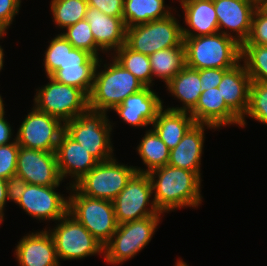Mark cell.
<instances>
[{
    "label": "cell",
    "mask_w": 267,
    "mask_h": 266,
    "mask_svg": "<svg viewBox=\"0 0 267 266\" xmlns=\"http://www.w3.org/2000/svg\"><path fill=\"white\" fill-rule=\"evenodd\" d=\"M17 131L16 140L19 146L56 152L64 123L33 106L32 110Z\"/></svg>",
    "instance_id": "7c38bea8"
},
{
    "label": "cell",
    "mask_w": 267,
    "mask_h": 266,
    "mask_svg": "<svg viewBox=\"0 0 267 266\" xmlns=\"http://www.w3.org/2000/svg\"><path fill=\"white\" fill-rule=\"evenodd\" d=\"M160 97L151 89L145 87L141 91L128 96L123 102L113 108L121 119L134 127L152 125L158 112L163 108Z\"/></svg>",
    "instance_id": "ac0fdd59"
},
{
    "label": "cell",
    "mask_w": 267,
    "mask_h": 266,
    "mask_svg": "<svg viewBox=\"0 0 267 266\" xmlns=\"http://www.w3.org/2000/svg\"><path fill=\"white\" fill-rule=\"evenodd\" d=\"M180 5L185 16L184 22L189 27V29L182 27L183 37H197L219 32L213 0H191Z\"/></svg>",
    "instance_id": "cb8c5ba5"
},
{
    "label": "cell",
    "mask_w": 267,
    "mask_h": 266,
    "mask_svg": "<svg viewBox=\"0 0 267 266\" xmlns=\"http://www.w3.org/2000/svg\"><path fill=\"white\" fill-rule=\"evenodd\" d=\"M173 15L126 28L125 45L148 56L162 49L184 47L182 26Z\"/></svg>",
    "instance_id": "8992f818"
},
{
    "label": "cell",
    "mask_w": 267,
    "mask_h": 266,
    "mask_svg": "<svg viewBox=\"0 0 267 266\" xmlns=\"http://www.w3.org/2000/svg\"><path fill=\"white\" fill-rule=\"evenodd\" d=\"M230 68H209L200 69L201 91L218 87L222 80L224 72Z\"/></svg>",
    "instance_id": "ab89813d"
},
{
    "label": "cell",
    "mask_w": 267,
    "mask_h": 266,
    "mask_svg": "<svg viewBox=\"0 0 267 266\" xmlns=\"http://www.w3.org/2000/svg\"><path fill=\"white\" fill-rule=\"evenodd\" d=\"M57 164L61 179L67 175L74 178L69 187L78 182L86 173L94 168L99 161L73 140L65 131L61 134L56 149Z\"/></svg>",
    "instance_id": "e0dca14e"
},
{
    "label": "cell",
    "mask_w": 267,
    "mask_h": 266,
    "mask_svg": "<svg viewBox=\"0 0 267 266\" xmlns=\"http://www.w3.org/2000/svg\"><path fill=\"white\" fill-rule=\"evenodd\" d=\"M189 114L195 123L208 124L215 129L241 123V118L225 103L217 87L203 91Z\"/></svg>",
    "instance_id": "44dd1931"
},
{
    "label": "cell",
    "mask_w": 267,
    "mask_h": 266,
    "mask_svg": "<svg viewBox=\"0 0 267 266\" xmlns=\"http://www.w3.org/2000/svg\"><path fill=\"white\" fill-rule=\"evenodd\" d=\"M49 43L43 60L46 76H51L65 59V37L60 33Z\"/></svg>",
    "instance_id": "e575fe53"
},
{
    "label": "cell",
    "mask_w": 267,
    "mask_h": 266,
    "mask_svg": "<svg viewBox=\"0 0 267 266\" xmlns=\"http://www.w3.org/2000/svg\"><path fill=\"white\" fill-rule=\"evenodd\" d=\"M57 187L26 184L17 204L37 220L58 221L68 213L69 199L56 192Z\"/></svg>",
    "instance_id": "9a60e30c"
},
{
    "label": "cell",
    "mask_w": 267,
    "mask_h": 266,
    "mask_svg": "<svg viewBox=\"0 0 267 266\" xmlns=\"http://www.w3.org/2000/svg\"><path fill=\"white\" fill-rule=\"evenodd\" d=\"M6 179L0 177V222L4 220V207L7 202Z\"/></svg>",
    "instance_id": "7bdbcfd3"
},
{
    "label": "cell",
    "mask_w": 267,
    "mask_h": 266,
    "mask_svg": "<svg viewBox=\"0 0 267 266\" xmlns=\"http://www.w3.org/2000/svg\"><path fill=\"white\" fill-rule=\"evenodd\" d=\"M48 84L37 89L34 106L63 123L76 118L89 109L88 96L80 89L54 80L51 76Z\"/></svg>",
    "instance_id": "ba28073f"
},
{
    "label": "cell",
    "mask_w": 267,
    "mask_h": 266,
    "mask_svg": "<svg viewBox=\"0 0 267 266\" xmlns=\"http://www.w3.org/2000/svg\"><path fill=\"white\" fill-rule=\"evenodd\" d=\"M188 1H191V0H179L180 4L188 2Z\"/></svg>",
    "instance_id": "7dc6e473"
},
{
    "label": "cell",
    "mask_w": 267,
    "mask_h": 266,
    "mask_svg": "<svg viewBox=\"0 0 267 266\" xmlns=\"http://www.w3.org/2000/svg\"><path fill=\"white\" fill-rule=\"evenodd\" d=\"M137 151L143 164L147 166L146 170L135 166L138 173L148 174L150 171L168 164L170 149L152 129L145 132Z\"/></svg>",
    "instance_id": "83f0119b"
},
{
    "label": "cell",
    "mask_w": 267,
    "mask_h": 266,
    "mask_svg": "<svg viewBox=\"0 0 267 266\" xmlns=\"http://www.w3.org/2000/svg\"><path fill=\"white\" fill-rule=\"evenodd\" d=\"M160 216L153 215L118 225L110 241L103 247L105 261L116 265L135 257L151 241Z\"/></svg>",
    "instance_id": "52a82bcc"
},
{
    "label": "cell",
    "mask_w": 267,
    "mask_h": 266,
    "mask_svg": "<svg viewBox=\"0 0 267 266\" xmlns=\"http://www.w3.org/2000/svg\"><path fill=\"white\" fill-rule=\"evenodd\" d=\"M258 5L264 9L265 11H267V0H258Z\"/></svg>",
    "instance_id": "f6af8a7d"
},
{
    "label": "cell",
    "mask_w": 267,
    "mask_h": 266,
    "mask_svg": "<svg viewBox=\"0 0 267 266\" xmlns=\"http://www.w3.org/2000/svg\"><path fill=\"white\" fill-rule=\"evenodd\" d=\"M20 4L21 0H0V32H6L12 24L20 10Z\"/></svg>",
    "instance_id": "74e56055"
},
{
    "label": "cell",
    "mask_w": 267,
    "mask_h": 266,
    "mask_svg": "<svg viewBox=\"0 0 267 266\" xmlns=\"http://www.w3.org/2000/svg\"><path fill=\"white\" fill-rule=\"evenodd\" d=\"M99 58L74 48L65 38L64 63L51 75L57 82L76 87L89 96Z\"/></svg>",
    "instance_id": "4fadbf2b"
},
{
    "label": "cell",
    "mask_w": 267,
    "mask_h": 266,
    "mask_svg": "<svg viewBox=\"0 0 267 266\" xmlns=\"http://www.w3.org/2000/svg\"><path fill=\"white\" fill-rule=\"evenodd\" d=\"M50 5L53 22L62 29L85 19L88 8L87 0H51Z\"/></svg>",
    "instance_id": "4dcf8cb0"
},
{
    "label": "cell",
    "mask_w": 267,
    "mask_h": 266,
    "mask_svg": "<svg viewBox=\"0 0 267 266\" xmlns=\"http://www.w3.org/2000/svg\"><path fill=\"white\" fill-rule=\"evenodd\" d=\"M16 174L32 185L60 186L62 182L56 152L23 146H19Z\"/></svg>",
    "instance_id": "5bb4252c"
},
{
    "label": "cell",
    "mask_w": 267,
    "mask_h": 266,
    "mask_svg": "<svg viewBox=\"0 0 267 266\" xmlns=\"http://www.w3.org/2000/svg\"><path fill=\"white\" fill-rule=\"evenodd\" d=\"M163 109L158 112L152 125L153 130L171 150L195 122L188 112Z\"/></svg>",
    "instance_id": "484cf974"
},
{
    "label": "cell",
    "mask_w": 267,
    "mask_h": 266,
    "mask_svg": "<svg viewBox=\"0 0 267 266\" xmlns=\"http://www.w3.org/2000/svg\"><path fill=\"white\" fill-rule=\"evenodd\" d=\"M171 14L164 0H124L123 21L126 28L162 19Z\"/></svg>",
    "instance_id": "4316f807"
},
{
    "label": "cell",
    "mask_w": 267,
    "mask_h": 266,
    "mask_svg": "<svg viewBox=\"0 0 267 266\" xmlns=\"http://www.w3.org/2000/svg\"><path fill=\"white\" fill-rule=\"evenodd\" d=\"M213 3L219 32L235 38L242 45L250 33L252 17L258 6V0H213ZM227 29L230 31L228 32ZM230 32L232 34L235 32L236 35Z\"/></svg>",
    "instance_id": "2e32d148"
},
{
    "label": "cell",
    "mask_w": 267,
    "mask_h": 266,
    "mask_svg": "<svg viewBox=\"0 0 267 266\" xmlns=\"http://www.w3.org/2000/svg\"><path fill=\"white\" fill-rule=\"evenodd\" d=\"M242 45H267V11L259 5L253 13L248 38Z\"/></svg>",
    "instance_id": "d590c367"
},
{
    "label": "cell",
    "mask_w": 267,
    "mask_h": 266,
    "mask_svg": "<svg viewBox=\"0 0 267 266\" xmlns=\"http://www.w3.org/2000/svg\"><path fill=\"white\" fill-rule=\"evenodd\" d=\"M241 61L252 81L267 84V45H241Z\"/></svg>",
    "instance_id": "1f68e13d"
},
{
    "label": "cell",
    "mask_w": 267,
    "mask_h": 266,
    "mask_svg": "<svg viewBox=\"0 0 267 266\" xmlns=\"http://www.w3.org/2000/svg\"><path fill=\"white\" fill-rule=\"evenodd\" d=\"M135 173L134 166L120 164L112 158L99 162L73 186L88 197L113 201Z\"/></svg>",
    "instance_id": "9c48e42d"
},
{
    "label": "cell",
    "mask_w": 267,
    "mask_h": 266,
    "mask_svg": "<svg viewBox=\"0 0 267 266\" xmlns=\"http://www.w3.org/2000/svg\"><path fill=\"white\" fill-rule=\"evenodd\" d=\"M74 48L85 50L94 57L99 58L102 51L95 43L90 25L86 19L80 20L72 26L66 28V32L61 33Z\"/></svg>",
    "instance_id": "d6a6232c"
},
{
    "label": "cell",
    "mask_w": 267,
    "mask_h": 266,
    "mask_svg": "<svg viewBox=\"0 0 267 266\" xmlns=\"http://www.w3.org/2000/svg\"><path fill=\"white\" fill-rule=\"evenodd\" d=\"M154 204L161 213L182 207L201 205V178L193 171L170 166L156 168L148 173ZM157 178V179H156Z\"/></svg>",
    "instance_id": "6da1fadb"
},
{
    "label": "cell",
    "mask_w": 267,
    "mask_h": 266,
    "mask_svg": "<svg viewBox=\"0 0 267 266\" xmlns=\"http://www.w3.org/2000/svg\"><path fill=\"white\" fill-rule=\"evenodd\" d=\"M251 78L241 61L224 72L217 87L225 103L241 118L240 126L245 127V114L249 106Z\"/></svg>",
    "instance_id": "d6986e66"
},
{
    "label": "cell",
    "mask_w": 267,
    "mask_h": 266,
    "mask_svg": "<svg viewBox=\"0 0 267 266\" xmlns=\"http://www.w3.org/2000/svg\"><path fill=\"white\" fill-rule=\"evenodd\" d=\"M43 230L26 234L16 245L14 254L19 266H60L53 237Z\"/></svg>",
    "instance_id": "ffe728a7"
},
{
    "label": "cell",
    "mask_w": 267,
    "mask_h": 266,
    "mask_svg": "<svg viewBox=\"0 0 267 266\" xmlns=\"http://www.w3.org/2000/svg\"><path fill=\"white\" fill-rule=\"evenodd\" d=\"M2 108H5V107H4V103H3L2 96L0 95V110H1Z\"/></svg>",
    "instance_id": "bcb514c9"
},
{
    "label": "cell",
    "mask_w": 267,
    "mask_h": 266,
    "mask_svg": "<svg viewBox=\"0 0 267 266\" xmlns=\"http://www.w3.org/2000/svg\"><path fill=\"white\" fill-rule=\"evenodd\" d=\"M112 57L126 70L131 72L146 87L153 85V75L148 55L138 53L128 48L125 44L117 49ZM152 84V85H151Z\"/></svg>",
    "instance_id": "f546056e"
},
{
    "label": "cell",
    "mask_w": 267,
    "mask_h": 266,
    "mask_svg": "<svg viewBox=\"0 0 267 266\" xmlns=\"http://www.w3.org/2000/svg\"><path fill=\"white\" fill-rule=\"evenodd\" d=\"M48 232L53 237L58 261L103 254V246L72 215L67 213Z\"/></svg>",
    "instance_id": "30bf717a"
},
{
    "label": "cell",
    "mask_w": 267,
    "mask_h": 266,
    "mask_svg": "<svg viewBox=\"0 0 267 266\" xmlns=\"http://www.w3.org/2000/svg\"><path fill=\"white\" fill-rule=\"evenodd\" d=\"M152 195L149 175L136 172L113 200L118 225L153 215H162L163 213L159 212L154 201L149 200Z\"/></svg>",
    "instance_id": "8fae6325"
},
{
    "label": "cell",
    "mask_w": 267,
    "mask_h": 266,
    "mask_svg": "<svg viewBox=\"0 0 267 266\" xmlns=\"http://www.w3.org/2000/svg\"><path fill=\"white\" fill-rule=\"evenodd\" d=\"M12 143L0 146V177L8 179L16 174L19 145L16 137Z\"/></svg>",
    "instance_id": "8d00e7d4"
},
{
    "label": "cell",
    "mask_w": 267,
    "mask_h": 266,
    "mask_svg": "<svg viewBox=\"0 0 267 266\" xmlns=\"http://www.w3.org/2000/svg\"><path fill=\"white\" fill-rule=\"evenodd\" d=\"M106 113L88 109L64 123V131L99 162L114 158L110 139L113 125Z\"/></svg>",
    "instance_id": "5b68a950"
},
{
    "label": "cell",
    "mask_w": 267,
    "mask_h": 266,
    "mask_svg": "<svg viewBox=\"0 0 267 266\" xmlns=\"http://www.w3.org/2000/svg\"><path fill=\"white\" fill-rule=\"evenodd\" d=\"M204 126L215 129L208 124L194 123L176 147L170 150L168 161L170 166L193 171L201 178L200 165L205 140Z\"/></svg>",
    "instance_id": "603a6c76"
},
{
    "label": "cell",
    "mask_w": 267,
    "mask_h": 266,
    "mask_svg": "<svg viewBox=\"0 0 267 266\" xmlns=\"http://www.w3.org/2000/svg\"><path fill=\"white\" fill-rule=\"evenodd\" d=\"M200 70L185 66L167 84L168 92L182 102V107L167 109L190 113L196 106L201 91Z\"/></svg>",
    "instance_id": "d4e9b609"
},
{
    "label": "cell",
    "mask_w": 267,
    "mask_h": 266,
    "mask_svg": "<svg viewBox=\"0 0 267 266\" xmlns=\"http://www.w3.org/2000/svg\"><path fill=\"white\" fill-rule=\"evenodd\" d=\"M246 116L267 125V84L252 81Z\"/></svg>",
    "instance_id": "836d02e7"
},
{
    "label": "cell",
    "mask_w": 267,
    "mask_h": 266,
    "mask_svg": "<svg viewBox=\"0 0 267 266\" xmlns=\"http://www.w3.org/2000/svg\"><path fill=\"white\" fill-rule=\"evenodd\" d=\"M69 190L73 193L68 196V213L104 247L118 227L113 201L88 197L74 186H70Z\"/></svg>",
    "instance_id": "277c9868"
},
{
    "label": "cell",
    "mask_w": 267,
    "mask_h": 266,
    "mask_svg": "<svg viewBox=\"0 0 267 266\" xmlns=\"http://www.w3.org/2000/svg\"><path fill=\"white\" fill-rule=\"evenodd\" d=\"M85 19L95 39L96 45L104 52L113 53L125 44L126 26L123 17H112L88 6Z\"/></svg>",
    "instance_id": "7402d4cb"
},
{
    "label": "cell",
    "mask_w": 267,
    "mask_h": 266,
    "mask_svg": "<svg viewBox=\"0 0 267 266\" xmlns=\"http://www.w3.org/2000/svg\"><path fill=\"white\" fill-rule=\"evenodd\" d=\"M6 33L7 32H0V40H1V37H4L6 35ZM3 61H4V51L0 46V71L3 69V64H4Z\"/></svg>",
    "instance_id": "ee69618b"
},
{
    "label": "cell",
    "mask_w": 267,
    "mask_h": 266,
    "mask_svg": "<svg viewBox=\"0 0 267 266\" xmlns=\"http://www.w3.org/2000/svg\"><path fill=\"white\" fill-rule=\"evenodd\" d=\"M4 108L0 110V146L12 143V129L10 123L4 117Z\"/></svg>",
    "instance_id": "b9f144b4"
},
{
    "label": "cell",
    "mask_w": 267,
    "mask_h": 266,
    "mask_svg": "<svg viewBox=\"0 0 267 266\" xmlns=\"http://www.w3.org/2000/svg\"><path fill=\"white\" fill-rule=\"evenodd\" d=\"M88 6L112 17H123L124 0H87Z\"/></svg>",
    "instance_id": "f35d334b"
},
{
    "label": "cell",
    "mask_w": 267,
    "mask_h": 266,
    "mask_svg": "<svg viewBox=\"0 0 267 266\" xmlns=\"http://www.w3.org/2000/svg\"><path fill=\"white\" fill-rule=\"evenodd\" d=\"M111 58L110 64H104V70L98 71L102 59L96 66L93 86L88 96L90 110L101 112L112 110L128 96L146 87L113 57Z\"/></svg>",
    "instance_id": "7a4b0ae2"
},
{
    "label": "cell",
    "mask_w": 267,
    "mask_h": 266,
    "mask_svg": "<svg viewBox=\"0 0 267 266\" xmlns=\"http://www.w3.org/2000/svg\"><path fill=\"white\" fill-rule=\"evenodd\" d=\"M26 184L25 179L18 174H13L6 179L8 201L10 200L17 204L25 190Z\"/></svg>",
    "instance_id": "60d3db41"
},
{
    "label": "cell",
    "mask_w": 267,
    "mask_h": 266,
    "mask_svg": "<svg viewBox=\"0 0 267 266\" xmlns=\"http://www.w3.org/2000/svg\"><path fill=\"white\" fill-rule=\"evenodd\" d=\"M152 75L167 84L186 66L185 47H172L149 55Z\"/></svg>",
    "instance_id": "f1b7e54d"
},
{
    "label": "cell",
    "mask_w": 267,
    "mask_h": 266,
    "mask_svg": "<svg viewBox=\"0 0 267 266\" xmlns=\"http://www.w3.org/2000/svg\"><path fill=\"white\" fill-rule=\"evenodd\" d=\"M186 66L193 69L232 68L241 61V44L221 32L183 37Z\"/></svg>",
    "instance_id": "3957f363"
}]
</instances>
